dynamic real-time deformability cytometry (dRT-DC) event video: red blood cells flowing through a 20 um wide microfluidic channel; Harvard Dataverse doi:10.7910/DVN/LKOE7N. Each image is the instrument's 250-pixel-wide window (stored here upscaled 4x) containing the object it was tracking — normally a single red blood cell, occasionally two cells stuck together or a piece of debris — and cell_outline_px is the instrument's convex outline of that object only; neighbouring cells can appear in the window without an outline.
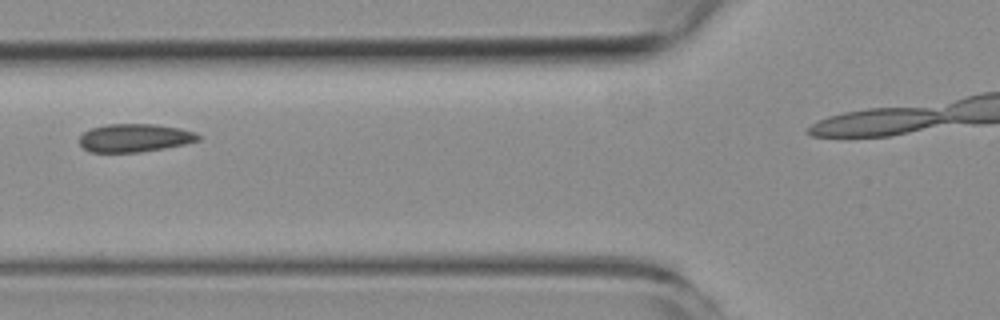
{"species": "common noctule bat (a hibernating species)", "species_latin": "Nyctalus noctula", "temperature_condition": "room temperature", "stored_images_in_passage": 7, "camera_frame_rate_fps": 3000, "um_per_image_px": 0.085, "animal": {"sex": "female", "body_mass_g": 19.3, "forearm_length_mm": 54.1}, "frame": {"image": 1, "passage_image": 2, "time_ms": 1.333, "image_size_px": [1000, 320], "cell_outline_px": [[200, 140], [184, 144], [164, 148], [140, 152], [88, 152], [80, 144], [80, 136], [84, 132], [92, 128], [108, 124], [156, 124], [180, 128], [196, 132], [200, 136]], "centroid_in_image_um": [11.46, 11.72], "position_along_channel_um": 114.3, "area_um2": 19.48}}
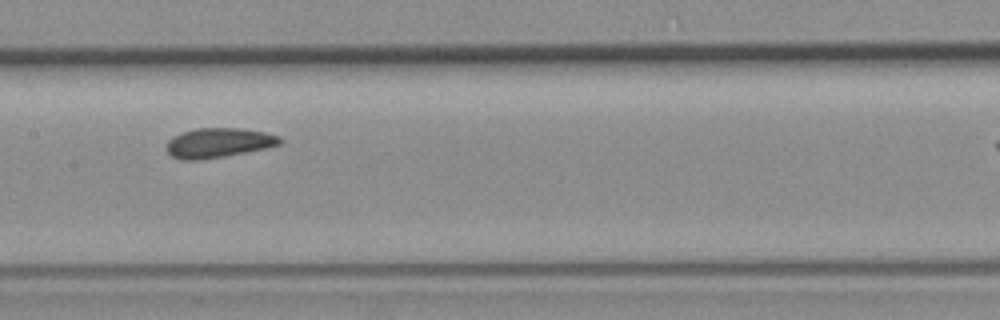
{"frame": {"image": 2, "passage_image": 4, "time_ms": 3.333, "image_size_px": [1000, 320], "cell_outline_px": [[284, 140], [280, 144], [264, 148], [224, 156], [196, 160], [180, 160], [172, 156], [168, 152], [168, 140], [172, 136], [196, 128], [240, 128], [264, 132], [280, 136]], "centroid_in_image_um": [18.58, 12.13], "position_along_channel_um": 188.8, "area_um2": 19.36}}
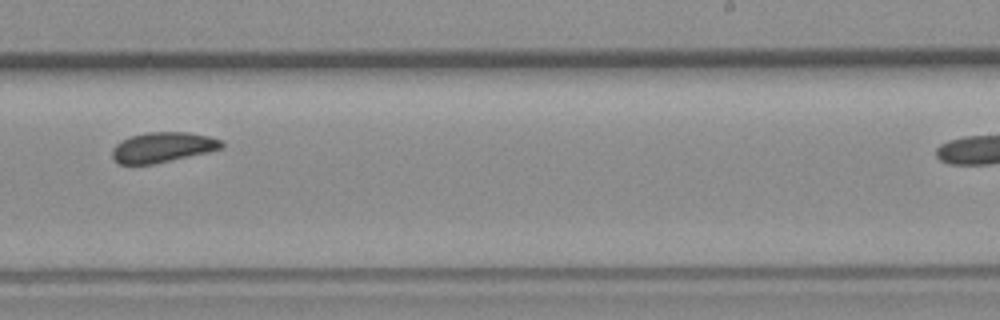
{"frame": {"image": 3, "passage_image": 6, "time_ms": 5.667, "image_size_px": [1000, 320], "cell_outline_px": [[224, 148], [208, 152], [152, 164], [120, 164], [112, 156], [112, 148], [120, 140], [132, 136], [148, 132], [188, 132], [208, 136], [224, 140]], "centroid_in_image_um": [13.86, 12.51], "position_along_channel_um": 275.1, "area_um2": 19.19}}